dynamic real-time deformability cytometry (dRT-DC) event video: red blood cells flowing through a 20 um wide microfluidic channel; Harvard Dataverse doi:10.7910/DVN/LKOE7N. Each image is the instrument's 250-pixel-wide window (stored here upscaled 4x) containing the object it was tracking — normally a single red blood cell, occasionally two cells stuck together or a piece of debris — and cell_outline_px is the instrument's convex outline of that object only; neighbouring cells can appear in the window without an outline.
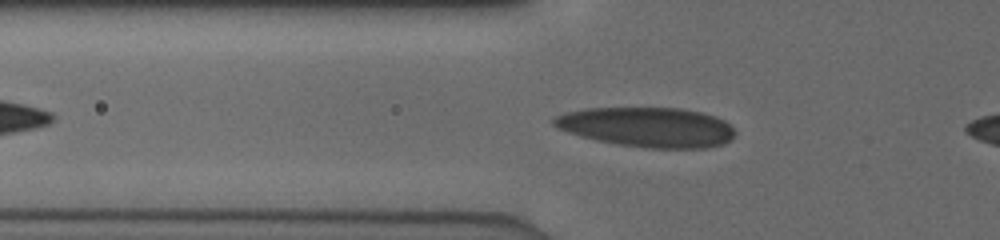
{"species": "human", "species_latin": "Homo sapiens", "temperature_condition": "cold", "stored_images_in_passage": 38, "camera_frame_rate_fps": 3000, "um_per_image_px": 0.085, "donor": {"sex": "male"}, "frame": {"image": 1, "passage_image": 8, "time_ms": 2.333, "image_size_px": [1000, 240], "cell_outline_px": [[736, 132], [732, 140], [724, 144], [704, 148], [648, 148], [616, 144], [596, 140], [580, 136], [556, 128], [552, 124], [552, 120], [556, 116], [564, 112], [584, 108], [680, 108], [700, 112], [716, 116], [724, 120]], "centroid_in_image_um": [55.01, 10.81], "position_along_channel_um": 70.8, "area_um2": 42.25}}
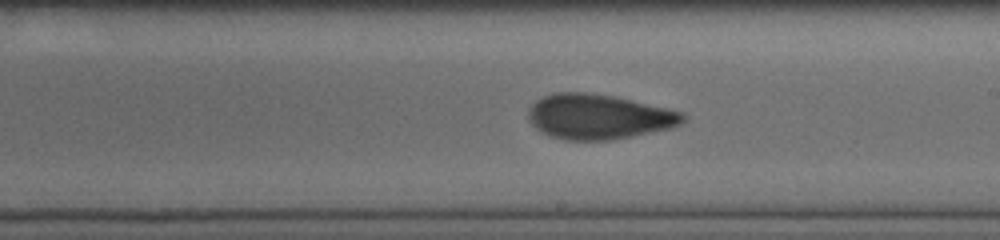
{"frame": {"image": 2, "passage_image": 21, "time_ms": 6.667, "image_size_px": [1000, 240], "cell_outline_px": [[688, 120], [672, 128], [612, 140], [564, 140], [540, 132], [528, 120], [528, 108], [536, 100], [552, 92], [588, 92], [616, 96], [668, 108], [684, 112], [688, 116]], "centroid_in_image_um": [50.91, 9.91], "position_along_channel_um": 238.1, "area_um2": 41.1}}
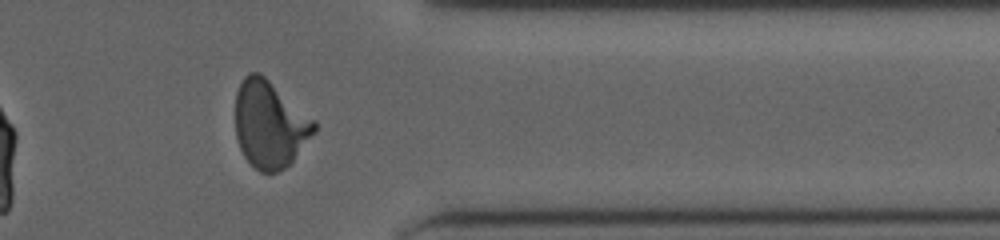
{"frame": {"image": 3, "passage_image": 33, "time_ms": 10.667, "image_size_px": [1000, 240], "cell_outline_px": [[316, 132], [292, 160], [284, 168], [276, 172], [260, 172], [244, 156], [240, 148], [236, 136], [236, 92], [244, 76], [248, 72], [260, 72], [316, 120]], "centroid_in_image_um": [22.94, 10.54], "position_along_channel_um": 388.5, "area_um2": 39.88}}